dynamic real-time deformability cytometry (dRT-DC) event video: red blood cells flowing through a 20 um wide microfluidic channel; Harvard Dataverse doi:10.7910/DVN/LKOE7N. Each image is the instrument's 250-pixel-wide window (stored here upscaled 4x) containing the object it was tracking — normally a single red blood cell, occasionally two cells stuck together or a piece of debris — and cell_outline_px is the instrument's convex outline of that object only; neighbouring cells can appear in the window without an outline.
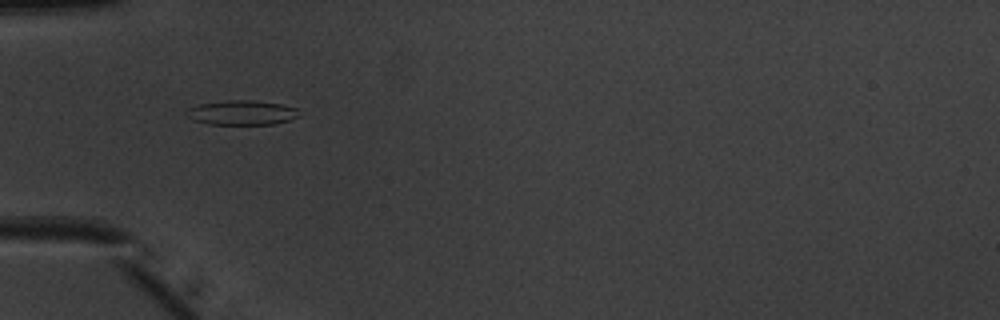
{"species": "common noctule bat (a hibernating species)", "species_latin": "Nyctalus noctula", "temperature_condition": "warm", "stored_images_in_passage": 27, "camera_frame_rate_fps": 3000, "um_per_image_px": 0.085, "animal": {"sex": "male", "body_mass_g": 20.1, "forearm_length_mm": 53.5}, "frame": {"image": 1, "passage_image": 1, "time_ms": 0.0, "image_size_px": [1000, 320], "cell_outline_px": [[300, 116], [276, 124], [208, 124], [192, 120], [184, 116], [184, 112], [188, 108], [200, 104], [224, 100], [252, 100], [280, 104], [296, 108]], "centroid_in_image_um": [20.49, 9.58], "position_along_channel_um": 64.5, "area_um2": 16.24}}
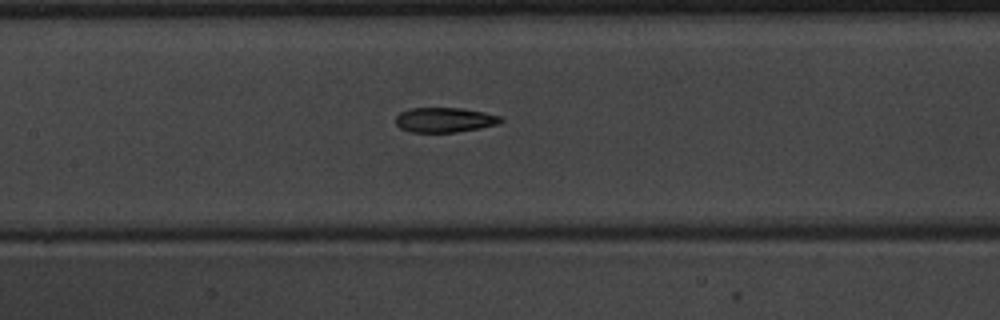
{"frame": {"image": 2, "passage_image": 9, "time_ms": 2.667, "image_size_px": [1000, 320], "cell_outline_px": [[504, 120], [496, 124], [480, 128], [456, 132], [408, 132], [400, 128], [396, 124], [396, 116], [400, 112], [408, 108], [460, 108], [484, 112], [500, 116]], "centroid_in_image_um": [37.76, 10.19], "position_along_channel_um": 169.6, "area_um2": 15.2}}
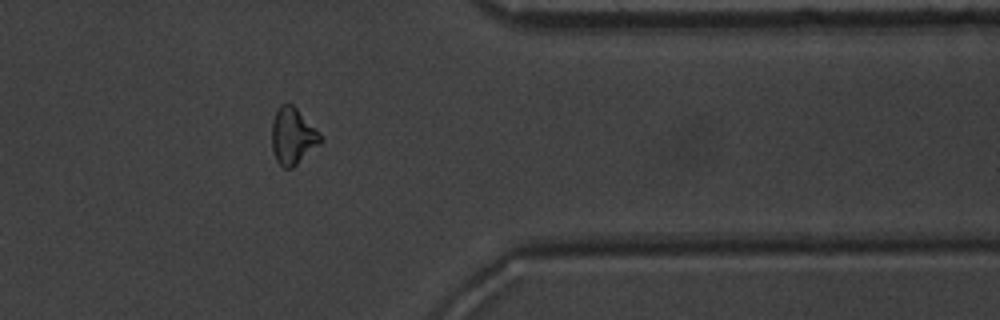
{"frame": {"image": 3, "passage_image": 26, "time_ms": 8.333, "image_size_px": [1000, 320], "cell_outline_px": [[324, 140], [320, 144], [292, 168], [284, 168], [276, 160], [272, 148], [272, 120], [280, 104], [292, 104], [296, 108]], "centroid_in_image_um": [24.86, 11.59], "position_along_channel_um": 386.5, "area_um2": 15.66}, "authors_computed_cell_mechanics": {"area_um2": 15.5482, "velocity_mm_per_s": 4.019, "shape_relaxation_time_tau1_ms": 3.3284, "shape_relaxation_time_tau2_ms": 4.1625, "deformation_change_tau1": 0.1542, "deformation_change_tau2": 0.1243}}